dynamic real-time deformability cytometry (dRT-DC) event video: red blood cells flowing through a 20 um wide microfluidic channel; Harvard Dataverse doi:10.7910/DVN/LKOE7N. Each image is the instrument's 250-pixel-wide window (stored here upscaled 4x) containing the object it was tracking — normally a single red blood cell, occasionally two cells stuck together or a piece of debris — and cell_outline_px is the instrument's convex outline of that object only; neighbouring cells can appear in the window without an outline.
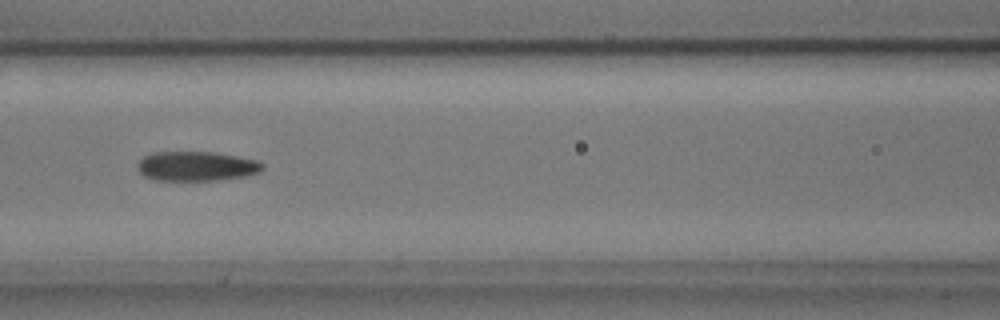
{"species": "common noctule bat (a hibernating species)", "species_latin": "Nyctalus noctula", "temperature_condition": "cold", "stored_images_in_passage": 8, "camera_frame_rate_fps": 3000, "um_per_image_px": 0.085, "animal": {"sex": "male", "body_mass_g": 17.9, "forearm_length_mm": 54.2}, "frame": {"image": 1, "passage_image": 8, "time_ms": 2.333, "image_size_px": [1000, 320], "cell_outline_px": [[264, 168], [260, 172], [248, 176], [220, 180], [152, 180], [144, 176], [136, 168], [136, 164], [144, 156], [152, 152], [212, 152], [260, 160], [264, 164]], "centroid_in_image_um": [16.72, 14.13], "position_along_channel_um": 149.9, "area_um2": 21.85}}